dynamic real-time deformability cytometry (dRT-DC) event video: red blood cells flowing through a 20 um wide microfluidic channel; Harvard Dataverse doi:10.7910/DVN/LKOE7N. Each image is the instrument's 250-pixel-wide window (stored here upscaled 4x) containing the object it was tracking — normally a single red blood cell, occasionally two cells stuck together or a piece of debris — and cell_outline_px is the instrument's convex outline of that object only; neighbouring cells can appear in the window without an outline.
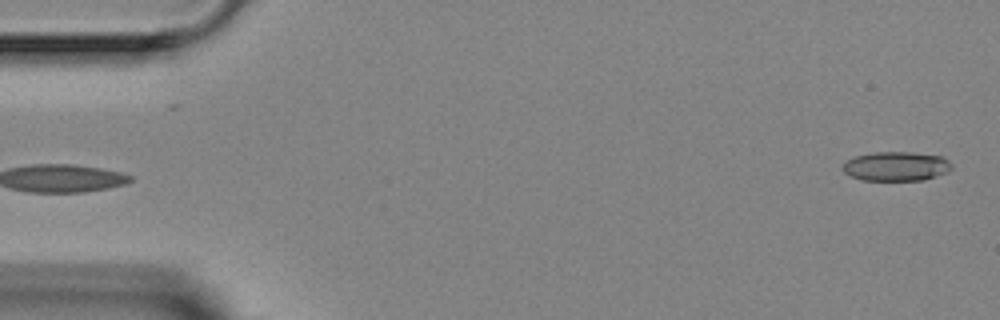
{"species": "Egyptian fruit bat (a non-hibernating species)", "species_latin": "Rousettus aegyptiacus", "temperature_condition": "room temperature", "stored_images_in_passage": 5, "segment_of_instrument_passage": [2, 2], "camera_frame_rate_fps": 3000, "um_per_image_px": 0.085, "animal": {"sex": "female"}, "frame": {"image": 1, "passage_image": 5, "time_ms": 4.667, "image_size_px": [1000, 320], "cell_outline_px": [[952, 168], [948, 172], [924, 180], [864, 180], [852, 176], [844, 172], [840, 168], [848, 160], [856, 156], [872, 152], [912, 152], [944, 156], [952, 164]], "centroid_in_image_um": [76.21, 14.13], "position_along_channel_um": 8.8, "area_um2": 18.67}}